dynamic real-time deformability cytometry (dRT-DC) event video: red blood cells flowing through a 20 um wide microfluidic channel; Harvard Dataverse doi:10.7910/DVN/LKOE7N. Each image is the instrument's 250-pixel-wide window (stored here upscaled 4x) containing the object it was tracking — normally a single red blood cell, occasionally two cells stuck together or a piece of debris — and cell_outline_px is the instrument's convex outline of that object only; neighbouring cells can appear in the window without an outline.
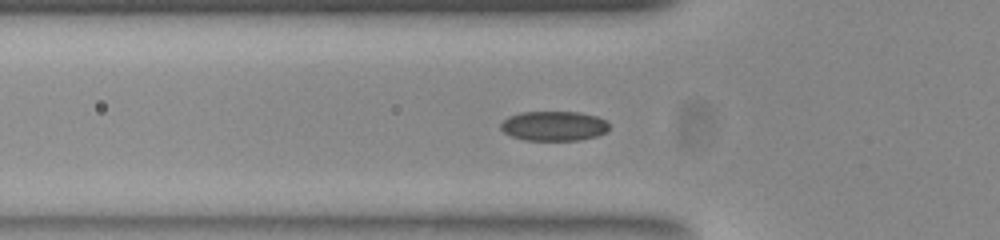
{"species": "common noctule bat (a hibernating species)", "species_latin": "Nyctalus noctula", "temperature_condition": "room temperature", "stored_images_in_passage": 45, "segment_of_instrument_passage": [1, 2], "camera_frame_rate_fps": 3000, "um_per_image_px": 0.085, "animal": {"sex": "female", "body_mass_g": 23.0, "forearm_length_mm": 53.4}, "frame": {"image": 1, "passage_image": 9, "time_ms": 2.667, "image_size_px": [1000, 240], "cell_outline_px": [[608, 132], [596, 136], [580, 140], [524, 140], [512, 136], [504, 132], [500, 128], [500, 124], [508, 116], [520, 112], [580, 112], [596, 116], [604, 120], [608, 124]], "centroid_in_image_um": [47.07, 10.7], "position_along_channel_um": 78.7, "area_um2": 18.79}}
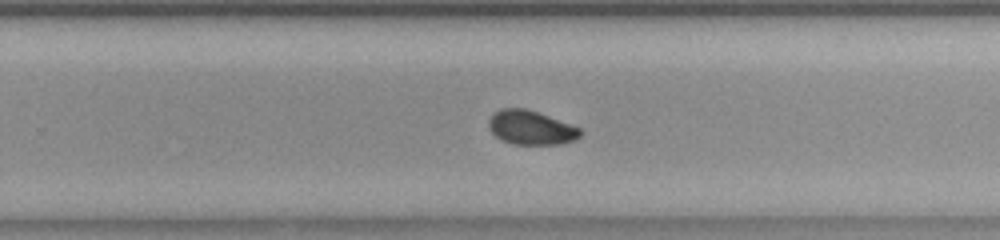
{"frame": {"image": 2, "passage_image": 25, "time_ms": 8.0, "image_size_px": [1000, 240], "cell_outline_px": [[584, 132], [576, 140], [560, 144], [512, 144], [500, 140], [488, 128], [488, 120], [500, 108], [524, 108], [548, 116], [580, 128]], "centroid_in_image_um": [45.13, 10.86], "position_along_channel_um": 284.7, "area_um2": 18.15}}
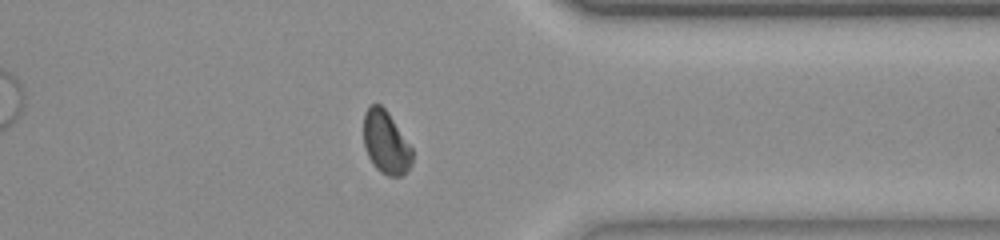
{"frame": {"image": 3, "passage_image": 33, "time_ms": 10.667, "image_size_px": [1000, 240], "cell_outline_px": [[412, 164], [404, 176], [388, 176], [380, 172], [376, 168], [368, 156], [364, 144], [364, 112], [372, 104], [380, 104], [388, 112], [412, 148]], "centroid_in_image_um": [32.81, 12.13], "position_along_channel_um": 378.6, "area_um2": 17.8}}